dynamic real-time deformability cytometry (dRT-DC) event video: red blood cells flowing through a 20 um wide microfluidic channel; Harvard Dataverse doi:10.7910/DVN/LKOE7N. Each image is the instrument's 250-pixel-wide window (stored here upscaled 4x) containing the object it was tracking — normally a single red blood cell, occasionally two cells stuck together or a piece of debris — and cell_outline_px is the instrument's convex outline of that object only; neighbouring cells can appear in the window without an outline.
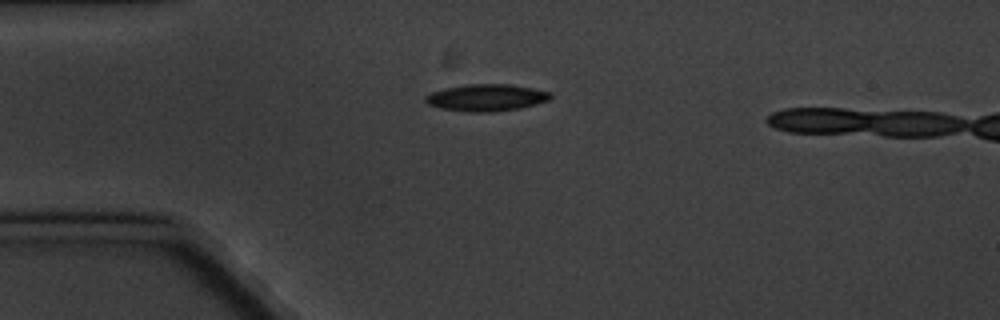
{"species": "common noctule bat (a hibernating species)", "species_latin": "Nyctalus noctula", "temperature_condition": "cold", "stored_images_in_passage": 2, "camera_frame_rate_fps": 3000, "um_per_image_px": 0.085, "animal": {"sex": "male", "body_mass_g": 20.1, "forearm_length_mm": 53.5}, "frame": {"image": 1, "passage_image": 1, "time_ms": 0.0, "image_size_px": [1000, 320], "cell_outline_px": [[552, 96], [548, 100], [536, 104], [520, 108], [496, 112], [468, 112], [440, 108], [428, 104], [424, 100], [424, 96], [432, 92], [444, 88], [464, 84], [508, 84], [532, 88], [552, 92]], "centroid_in_image_um": [41.33, 8.3], "position_along_channel_um": 43.7, "area_um2": 19.77}}